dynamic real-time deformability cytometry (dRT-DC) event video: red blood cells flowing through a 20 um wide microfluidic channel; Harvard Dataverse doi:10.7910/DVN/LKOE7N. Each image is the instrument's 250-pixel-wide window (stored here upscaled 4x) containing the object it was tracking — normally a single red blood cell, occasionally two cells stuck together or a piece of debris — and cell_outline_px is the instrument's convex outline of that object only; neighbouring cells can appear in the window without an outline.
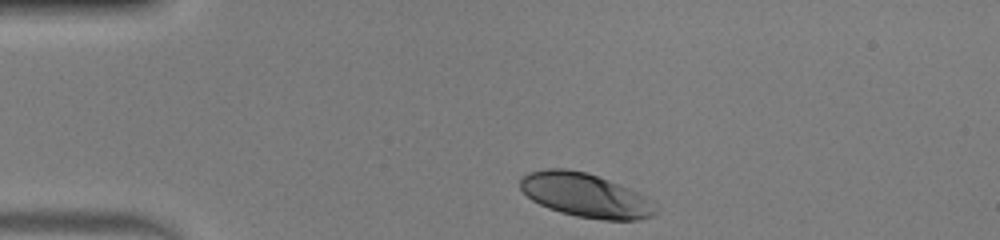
{"species": "human", "species_latin": "Homo sapiens", "temperature_condition": "warm", "stored_images_in_passage": 33, "camera_frame_rate_fps": 3000, "um_per_image_px": 0.085, "donor": {"sex": "male"}, "frame": {"image": 1, "passage_image": 1, "time_ms": 0.0, "image_size_px": [1000, 240], "cell_outline_px": [[656, 212], [652, 216], [640, 220], [604, 220], [576, 216], [560, 212], [548, 208], [532, 200], [520, 188], [520, 176], [528, 172], [544, 168], [564, 168], [588, 172], [608, 180], [636, 192], [652, 200]], "centroid_in_image_um": [49.72, 16.59], "position_along_channel_um": 35.3, "area_um2": 34.62}}
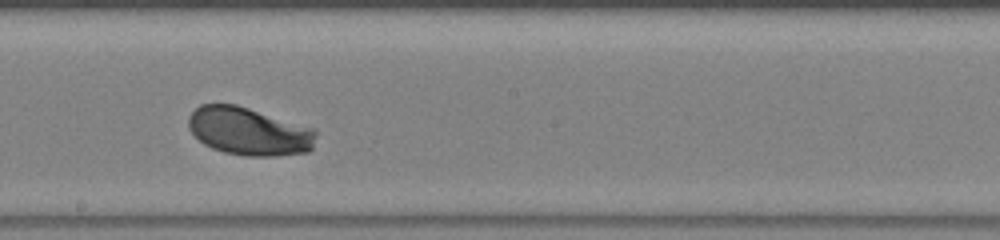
{"frame": {"image": 2, "passage_image": 19, "time_ms": 6.0, "image_size_px": [1000, 240], "cell_outline_px": [[316, 136], [312, 148], [308, 152], [276, 156], [244, 156], [224, 152], [212, 148], [204, 144], [188, 128], [188, 116], [200, 104], [236, 104], [316, 128]], "centroid_in_image_um": [21.18, 11.16], "position_along_channel_um": 227.0, "area_um2": 35.89}}
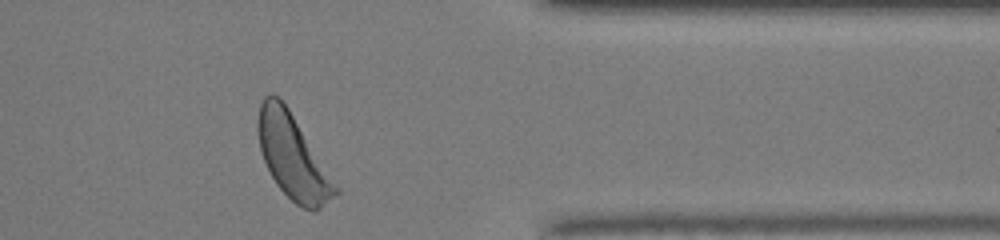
{"frame": {"image": 3, "passage_image": 32, "time_ms": 10.333, "image_size_px": [1000, 240], "cell_outline_px": [[340, 192], [316, 212], [312, 212], [296, 204], [276, 184], [264, 160], [260, 148], [256, 132], [256, 120], [260, 104], [264, 96], [272, 92], [288, 108], [340, 188]], "centroid_in_image_um": [24.88, 13.33], "position_along_channel_um": 386.5, "area_um2": 37.92}, "authors_computed_cell_mechanics": {"area_um2": 35.6048, "velocity_mm_per_s": 4.0174, "shape_relaxation_time_tau1_ms": 1.7497, "shape_relaxation_time_tau2_ms": null, "deformation_change_tau1": 0.1483, "deformation_change_tau2": null}}